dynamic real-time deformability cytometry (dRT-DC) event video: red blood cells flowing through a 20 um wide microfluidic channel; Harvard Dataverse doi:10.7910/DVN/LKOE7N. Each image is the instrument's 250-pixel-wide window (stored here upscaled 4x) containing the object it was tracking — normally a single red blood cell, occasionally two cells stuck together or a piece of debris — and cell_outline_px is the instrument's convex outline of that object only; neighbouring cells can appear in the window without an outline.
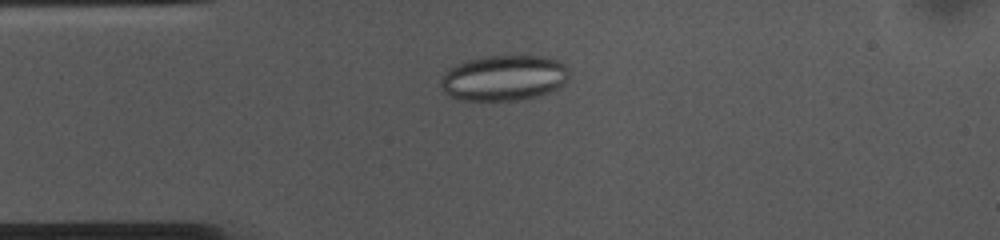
{"species": "common noctule bat (a hibernating species)", "species_latin": "Nyctalus noctula", "temperature_condition": "cold", "stored_images_in_passage": 54, "camera_frame_rate_fps": 3000, "um_per_image_px": 0.085, "animal": {"sex": "female", "body_mass_g": 10.0, "forearm_length_mm": 53.1}, "frame": {"image": 1, "passage_image": 12, "time_ms": 3.667, "image_size_px": [1000, 240], "cell_outline_px": [[568, 76], [564, 84], [548, 92], [524, 100], [460, 100], [448, 96], [440, 88], [440, 80], [444, 72], [448, 68], [456, 64], [468, 60], [488, 56], [544, 56], [560, 60], [568, 68]], "centroid_in_image_um": [42.8, 6.62], "position_along_channel_um": 42.2, "area_um2": 34.33}}
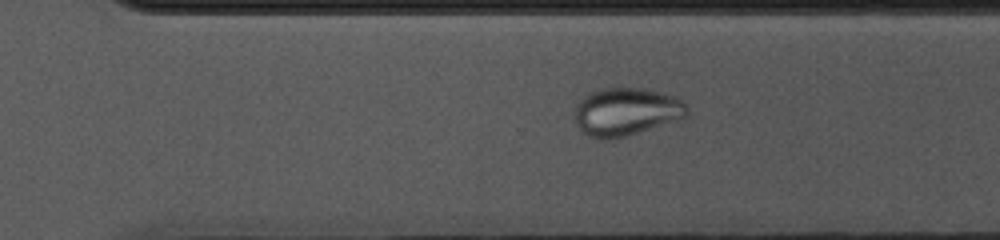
{"frame": {"image": 2, "passage_image": 36, "time_ms": 11.667, "image_size_px": [1000, 240], "cell_outline_px": [[688, 116], [676, 120], [624, 136], [588, 136], [580, 128], [572, 112], [576, 104], [584, 96], [600, 88], [648, 88], [676, 96], [684, 100], [688, 108]], "centroid_in_image_um": [53.26, 9.43], "position_along_channel_um": 317.3, "area_um2": 30.92}}
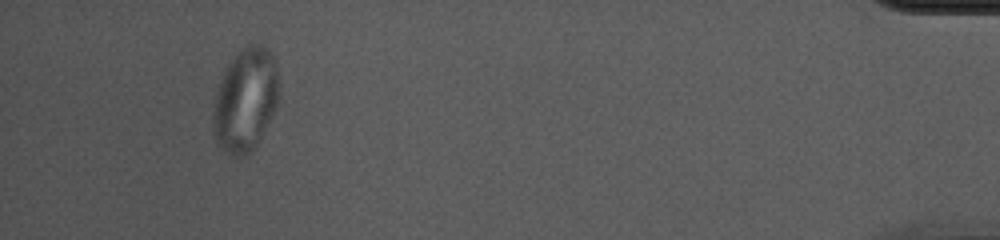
{"frame": {"image": 3, "passage_image": 50, "time_ms": 16.333, "image_size_px": [1000, 240], "cell_outline_px": [[280, 96], [276, 108], [256, 148], [248, 156], [240, 160], [232, 156], [216, 144], [212, 112], [212, 104], [216, 88], [232, 56], [240, 48], [252, 40], [260, 44], [272, 52], [276, 64], [280, 84]], "centroid_in_image_um": [20.88, 8.49], "position_along_channel_um": 414.3, "area_um2": 41.21}}